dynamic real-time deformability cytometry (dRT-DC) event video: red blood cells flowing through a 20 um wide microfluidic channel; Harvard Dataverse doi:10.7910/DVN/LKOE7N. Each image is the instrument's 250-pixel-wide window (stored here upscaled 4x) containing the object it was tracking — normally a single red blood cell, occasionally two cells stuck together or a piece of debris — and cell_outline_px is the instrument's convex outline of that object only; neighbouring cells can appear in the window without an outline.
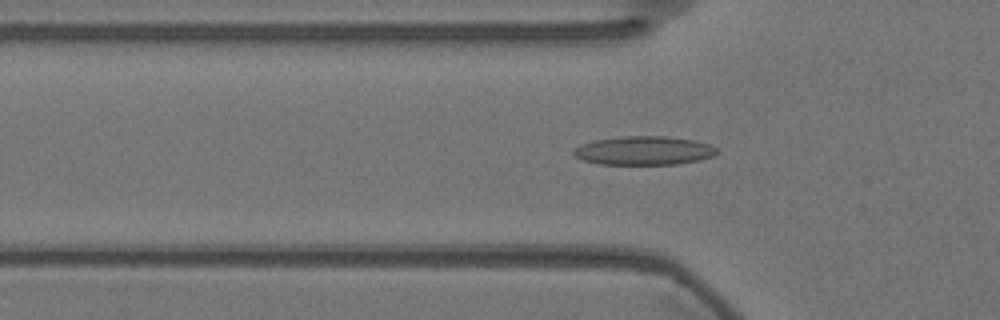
{"species": "Egyptian fruit bat (a non-hibernating species)", "species_latin": "Rousettus aegyptiacus", "temperature_condition": "warm", "stored_images_in_passage": 39, "camera_frame_rate_fps": 3000, "um_per_image_px": 0.085, "animal": {"sex": "female"}, "frame": {"image": 1, "passage_image": 7, "time_ms": 2.0, "image_size_px": [1000, 320], "cell_outline_px": [[716, 152], [712, 156], [696, 160], [676, 164], [600, 164], [584, 160], [576, 156], [572, 152], [580, 144], [592, 140], [624, 136], [664, 136], [696, 140], [708, 144], [716, 148]], "centroid_in_image_um": [54.7, 12.79], "position_along_channel_um": 71.1, "area_um2": 23.76}}
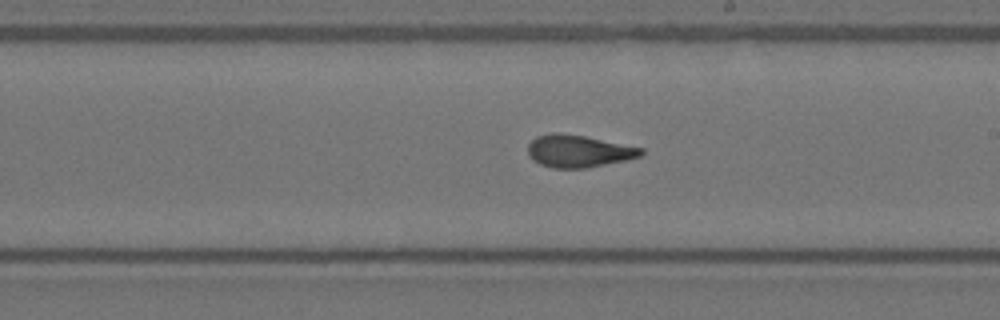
{"frame": {"image": 2, "passage_image": 21, "time_ms": 6.667, "image_size_px": [1000, 320], "cell_outline_px": [[644, 152], [640, 156], [624, 160], [584, 168], [552, 168], [540, 164], [532, 160], [528, 156], [528, 144], [536, 136], [552, 132], [560, 132], [584, 136], [644, 148]], "centroid_in_image_um": [49.12, 12.83], "position_along_channel_um": 239.9, "area_um2": 21.27}}
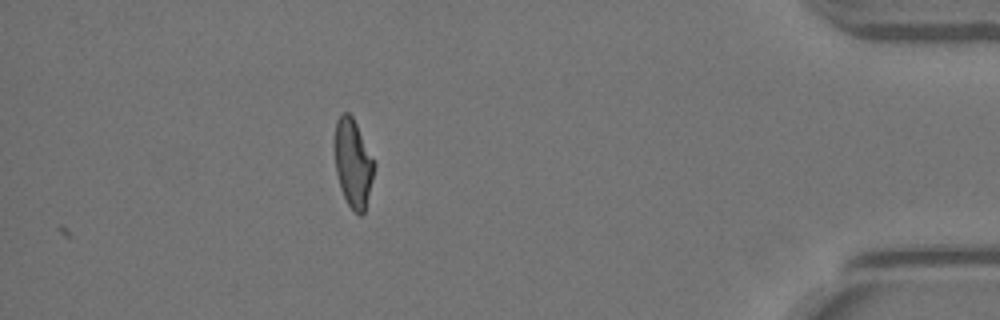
{"frame": {"image": 3, "passage_image": 39, "time_ms": 12.667, "image_size_px": [1000, 320], "cell_outline_px": [[376, 164], [364, 212], [360, 216], [348, 204], [340, 188], [336, 172], [332, 144], [332, 140], [336, 120], [344, 112], [348, 112], [352, 116]], "centroid_in_image_um": [29.96, 13.82], "position_along_channel_um": 405.2, "area_um2": 20.52}, "authors_computed_cell_mechanics": {"area_um2": 21.2704, "velocity_mm_per_s": 3.5885, "shape_relaxation_time_tau1_ms": 6.4339, "shape_relaxation_time_tau2_ms": 1.7811, "deformation_change_tau1": 0.1986, "deformation_change_tau2": 0.0985}}